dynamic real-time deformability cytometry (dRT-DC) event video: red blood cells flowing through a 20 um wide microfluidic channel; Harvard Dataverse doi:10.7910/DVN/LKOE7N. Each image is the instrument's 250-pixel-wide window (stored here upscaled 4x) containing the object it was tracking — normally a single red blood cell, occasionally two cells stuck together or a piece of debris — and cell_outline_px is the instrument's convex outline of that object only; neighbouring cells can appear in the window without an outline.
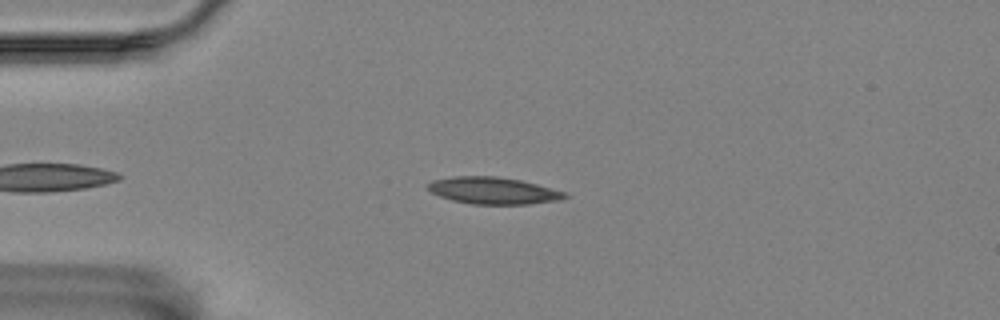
{"species": "Egyptian fruit bat (a non-hibernating species)", "species_latin": "Rousettus aegyptiacus", "temperature_condition": "room temperature", "stored_images_in_passage": 41, "camera_frame_rate_fps": 3000, "um_per_image_px": 0.085, "animal": {"sex": "female"}, "frame": {"image": 1, "passage_image": 2, "time_ms": 0.333, "image_size_px": [1000, 320], "cell_outline_px": [[568, 196], [560, 200], [528, 204], [472, 204], [452, 200], [440, 196], [432, 192], [424, 184], [432, 180], [452, 176], [496, 176], [520, 180], [536, 184], [564, 192]], "centroid_in_image_um": [41.87, 16.2], "position_along_channel_um": 43.1, "area_um2": 21.39}}
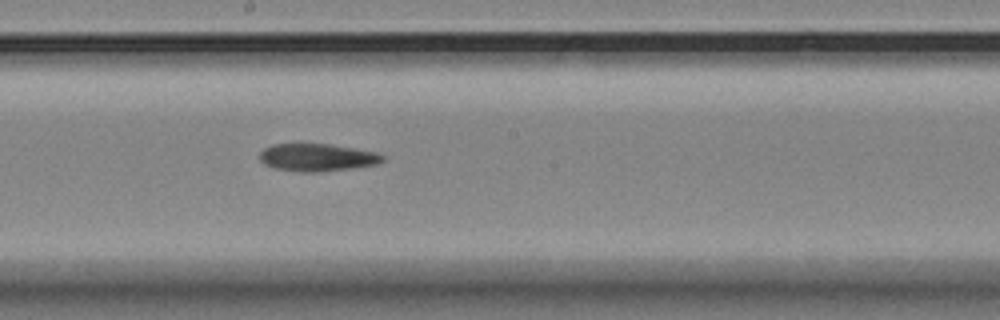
{"frame": {"image": 2, "passage_image": 19, "time_ms": 6.0, "image_size_px": [1000, 320], "cell_outline_px": [[384, 160], [376, 164], [352, 168], [320, 172], [300, 172], [272, 168], [264, 164], [260, 160], [260, 152], [264, 148], [272, 144], [328, 144], [376, 152], [384, 156]], "centroid_in_image_um": [26.92, 13.39], "position_along_channel_um": 221.3, "area_um2": 19.71}}
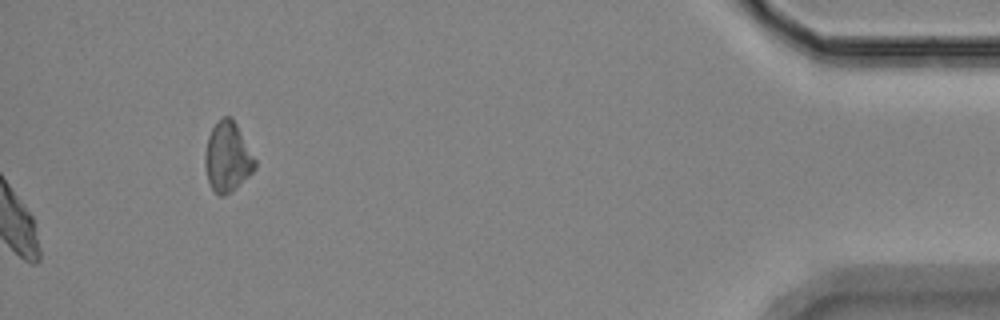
{"frame": {"image": 3, "passage_image": 41, "time_ms": 13.333, "image_size_px": [1000, 320], "cell_outline_px": [[256, 168], [236, 188], [224, 196], [220, 196], [212, 188], [208, 180], [204, 164], [204, 156], [208, 136], [212, 128], [224, 116], [232, 116], [256, 160]], "centroid_in_image_um": [19.34, 13.35], "position_along_channel_um": 415.9, "area_um2": 20.17}}